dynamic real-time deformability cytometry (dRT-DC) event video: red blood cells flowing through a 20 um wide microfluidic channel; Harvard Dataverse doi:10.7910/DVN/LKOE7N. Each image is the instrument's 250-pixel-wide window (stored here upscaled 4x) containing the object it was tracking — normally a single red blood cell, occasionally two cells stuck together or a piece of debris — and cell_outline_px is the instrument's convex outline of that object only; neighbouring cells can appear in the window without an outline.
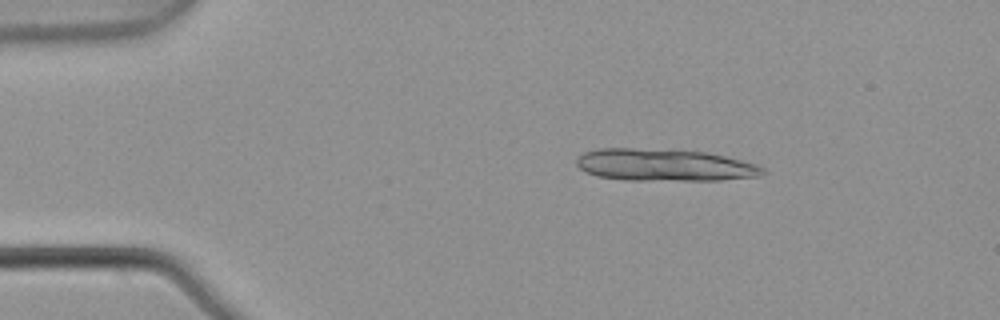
{"species": "common noctule bat (a hibernating species)", "species_latin": "Nyctalus noctula", "temperature_condition": "warm", "stored_images_in_passage": 4, "camera_frame_rate_fps": 3000, "um_per_image_px": 0.085, "animal": {"sex": "male", "body_mass_g": 21.5, "forearm_length_mm": 52.0}, "frame": {"image": 1, "passage_image": 1, "time_ms": 0.0, "image_size_px": [1000, 320], "cell_outline_px": [[768, 172], [760, 176], [720, 180], [624, 180], [596, 176], [584, 172], [576, 164], [576, 156], [584, 152], [600, 148], [632, 148], [704, 152], [724, 156], [756, 164], [764, 168]], "centroid_in_image_um": [56.44, 14.04], "position_along_channel_um": 28.6, "area_um2": 34.91}}